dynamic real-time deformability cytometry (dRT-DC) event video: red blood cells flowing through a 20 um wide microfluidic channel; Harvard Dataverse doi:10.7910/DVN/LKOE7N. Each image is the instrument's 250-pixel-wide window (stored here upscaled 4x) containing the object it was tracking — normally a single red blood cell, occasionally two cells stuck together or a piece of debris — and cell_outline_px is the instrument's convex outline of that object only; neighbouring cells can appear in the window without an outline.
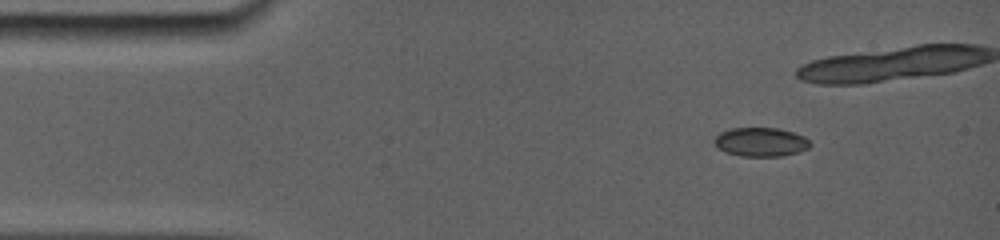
{"species": "common noctule bat (a hibernating species)", "species_latin": "Nyctalus noctula", "temperature_condition": "room temperature", "stored_images_in_passage": 38, "camera_frame_rate_fps": 5000, "um_per_image_px": 0.085, "animal": {"sex": "female", "body_mass_g": 19.0, "forearm_length_mm": 56.7}, "frame": {"image": 1, "passage_image": 5, "time_ms": 1.8, "image_size_px": [1000, 240], "cell_outline_px": [[808, 144], [804, 148], [792, 152], [776, 156], [748, 156], [728, 152], [720, 148], [716, 144], [716, 136], [720, 132], [732, 128], [776, 128], [792, 132], [808, 140]], "centroid_in_image_um": [64.59, 12.04], "position_along_channel_um": 20.4, "area_um2": 15.14}}
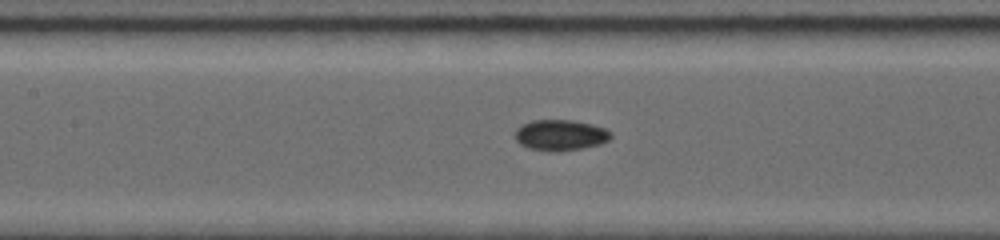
{"frame": {"image": 2, "passage_image": 19, "time_ms": 7.2, "image_size_px": [1000, 240], "cell_outline_px": [[612, 136], [608, 140], [596, 144], [580, 148], [532, 148], [516, 140], [516, 132], [524, 124], [532, 120], [572, 120], [604, 128]], "centroid_in_image_um": [47.65, 11.42], "position_along_channel_um": 159.7, "area_um2": 15.72}}
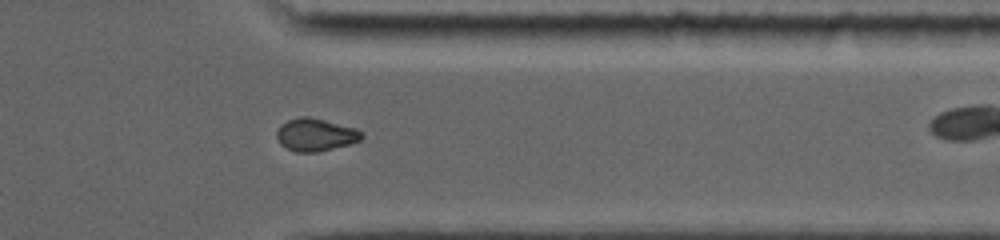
{"frame": {"image": 3, "passage_image": 33, "time_ms": 13.0, "image_size_px": [1000, 240], "cell_outline_px": [[364, 136], [360, 140], [348, 144], [320, 152], [296, 152], [280, 144], [276, 136], [276, 132], [280, 124], [288, 120], [300, 116], [308, 116], [356, 128], [364, 132]], "centroid_in_image_um": [26.82, 11.45], "position_along_channel_um": 384.6, "area_um2": 16.24}}